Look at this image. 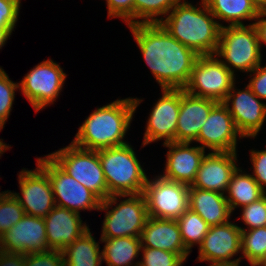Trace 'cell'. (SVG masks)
Returning <instances> with one entry per match:
<instances>
[{"mask_svg": "<svg viewBox=\"0 0 266 266\" xmlns=\"http://www.w3.org/2000/svg\"><path fill=\"white\" fill-rule=\"evenodd\" d=\"M127 27L161 89H183L199 55L172 37L160 23Z\"/></svg>", "mask_w": 266, "mask_h": 266, "instance_id": "1", "label": "cell"}, {"mask_svg": "<svg viewBox=\"0 0 266 266\" xmlns=\"http://www.w3.org/2000/svg\"><path fill=\"white\" fill-rule=\"evenodd\" d=\"M142 101L141 98L128 97L96 108L83 121L71 142L96 151L127 144L125 136Z\"/></svg>", "mask_w": 266, "mask_h": 266, "instance_id": "2", "label": "cell"}, {"mask_svg": "<svg viewBox=\"0 0 266 266\" xmlns=\"http://www.w3.org/2000/svg\"><path fill=\"white\" fill-rule=\"evenodd\" d=\"M199 4L180 0L160 24L172 37L198 55H214L221 26L204 0Z\"/></svg>", "mask_w": 266, "mask_h": 266, "instance_id": "3", "label": "cell"}, {"mask_svg": "<svg viewBox=\"0 0 266 266\" xmlns=\"http://www.w3.org/2000/svg\"><path fill=\"white\" fill-rule=\"evenodd\" d=\"M98 153L110 196L143 193L148 176L132 145L100 149Z\"/></svg>", "mask_w": 266, "mask_h": 266, "instance_id": "4", "label": "cell"}, {"mask_svg": "<svg viewBox=\"0 0 266 266\" xmlns=\"http://www.w3.org/2000/svg\"><path fill=\"white\" fill-rule=\"evenodd\" d=\"M214 55L234 75L238 71L247 75L251 73L263 59L254 24L222 26Z\"/></svg>", "mask_w": 266, "mask_h": 266, "instance_id": "5", "label": "cell"}, {"mask_svg": "<svg viewBox=\"0 0 266 266\" xmlns=\"http://www.w3.org/2000/svg\"><path fill=\"white\" fill-rule=\"evenodd\" d=\"M99 210L105 211L100 238L140 237L149 218L143 193L109 196Z\"/></svg>", "mask_w": 266, "mask_h": 266, "instance_id": "6", "label": "cell"}, {"mask_svg": "<svg viewBox=\"0 0 266 266\" xmlns=\"http://www.w3.org/2000/svg\"><path fill=\"white\" fill-rule=\"evenodd\" d=\"M47 155L101 201L110 196L98 151L80 148L71 142L68 146Z\"/></svg>", "mask_w": 266, "mask_h": 266, "instance_id": "7", "label": "cell"}, {"mask_svg": "<svg viewBox=\"0 0 266 266\" xmlns=\"http://www.w3.org/2000/svg\"><path fill=\"white\" fill-rule=\"evenodd\" d=\"M235 82L236 75L215 55H199L183 89L194 96L223 102Z\"/></svg>", "mask_w": 266, "mask_h": 266, "instance_id": "8", "label": "cell"}, {"mask_svg": "<svg viewBox=\"0 0 266 266\" xmlns=\"http://www.w3.org/2000/svg\"><path fill=\"white\" fill-rule=\"evenodd\" d=\"M67 74L52 59H46L35 65L21 82L19 91L29 101L35 112L53 105L64 87Z\"/></svg>", "mask_w": 266, "mask_h": 266, "instance_id": "9", "label": "cell"}, {"mask_svg": "<svg viewBox=\"0 0 266 266\" xmlns=\"http://www.w3.org/2000/svg\"><path fill=\"white\" fill-rule=\"evenodd\" d=\"M36 164L47 173L50 179L56 206L67 208L78 214L85 210H99L101 200L64 172L48 155L36 158Z\"/></svg>", "mask_w": 266, "mask_h": 266, "instance_id": "10", "label": "cell"}, {"mask_svg": "<svg viewBox=\"0 0 266 266\" xmlns=\"http://www.w3.org/2000/svg\"><path fill=\"white\" fill-rule=\"evenodd\" d=\"M189 189L188 185L167 180L159 174L148 178L143 194L149 217L177 220L189 208Z\"/></svg>", "mask_w": 266, "mask_h": 266, "instance_id": "11", "label": "cell"}, {"mask_svg": "<svg viewBox=\"0 0 266 266\" xmlns=\"http://www.w3.org/2000/svg\"><path fill=\"white\" fill-rule=\"evenodd\" d=\"M242 230L232 221L210 226L198 247L199 262H209L210 266H239L241 259L233 257L242 252Z\"/></svg>", "mask_w": 266, "mask_h": 266, "instance_id": "12", "label": "cell"}, {"mask_svg": "<svg viewBox=\"0 0 266 266\" xmlns=\"http://www.w3.org/2000/svg\"><path fill=\"white\" fill-rule=\"evenodd\" d=\"M18 175L19 192H11L25 214L44 218L55 206L52 185L47 173L37 164L35 169L22 168Z\"/></svg>", "mask_w": 266, "mask_h": 266, "instance_id": "13", "label": "cell"}, {"mask_svg": "<svg viewBox=\"0 0 266 266\" xmlns=\"http://www.w3.org/2000/svg\"><path fill=\"white\" fill-rule=\"evenodd\" d=\"M236 82L232 86L225 100L222 102L230 112L236 128L245 138L257 137L266 121V102L259 99L245 85L244 89H237Z\"/></svg>", "mask_w": 266, "mask_h": 266, "instance_id": "14", "label": "cell"}, {"mask_svg": "<svg viewBox=\"0 0 266 266\" xmlns=\"http://www.w3.org/2000/svg\"><path fill=\"white\" fill-rule=\"evenodd\" d=\"M162 96L154 103L141 147L164 140L163 144L175 142V132L180 111L181 89H161Z\"/></svg>", "mask_w": 266, "mask_h": 266, "instance_id": "15", "label": "cell"}, {"mask_svg": "<svg viewBox=\"0 0 266 266\" xmlns=\"http://www.w3.org/2000/svg\"><path fill=\"white\" fill-rule=\"evenodd\" d=\"M244 138L236 128L227 107L218 102L210 111L195 141L213 152H238V139Z\"/></svg>", "mask_w": 266, "mask_h": 266, "instance_id": "16", "label": "cell"}, {"mask_svg": "<svg viewBox=\"0 0 266 266\" xmlns=\"http://www.w3.org/2000/svg\"><path fill=\"white\" fill-rule=\"evenodd\" d=\"M0 250L16 254L48 251L44 219L25 214L0 236Z\"/></svg>", "mask_w": 266, "mask_h": 266, "instance_id": "17", "label": "cell"}, {"mask_svg": "<svg viewBox=\"0 0 266 266\" xmlns=\"http://www.w3.org/2000/svg\"><path fill=\"white\" fill-rule=\"evenodd\" d=\"M237 152H209L204 155L191 186L226 193L233 174L239 168ZM238 164V165H237Z\"/></svg>", "mask_w": 266, "mask_h": 266, "instance_id": "18", "label": "cell"}, {"mask_svg": "<svg viewBox=\"0 0 266 266\" xmlns=\"http://www.w3.org/2000/svg\"><path fill=\"white\" fill-rule=\"evenodd\" d=\"M188 142H170L163 144L168 148L166 162L161 177L191 186L196 178L200 163L206 150Z\"/></svg>", "mask_w": 266, "mask_h": 266, "instance_id": "19", "label": "cell"}, {"mask_svg": "<svg viewBox=\"0 0 266 266\" xmlns=\"http://www.w3.org/2000/svg\"><path fill=\"white\" fill-rule=\"evenodd\" d=\"M80 216L67 208L55 206L43 218L49 250H63L90 229Z\"/></svg>", "mask_w": 266, "mask_h": 266, "instance_id": "20", "label": "cell"}, {"mask_svg": "<svg viewBox=\"0 0 266 266\" xmlns=\"http://www.w3.org/2000/svg\"><path fill=\"white\" fill-rule=\"evenodd\" d=\"M218 102L191 95L181 89L180 111L175 132V142L195 143L202 125Z\"/></svg>", "mask_w": 266, "mask_h": 266, "instance_id": "21", "label": "cell"}, {"mask_svg": "<svg viewBox=\"0 0 266 266\" xmlns=\"http://www.w3.org/2000/svg\"><path fill=\"white\" fill-rule=\"evenodd\" d=\"M140 238L142 247L173 252L179 254L185 261L190 254L184 246L176 220L149 217Z\"/></svg>", "mask_w": 266, "mask_h": 266, "instance_id": "22", "label": "cell"}, {"mask_svg": "<svg viewBox=\"0 0 266 266\" xmlns=\"http://www.w3.org/2000/svg\"><path fill=\"white\" fill-rule=\"evenodd\" d=\"M189 208L210 226L227 223L232 215L224 194L195 187L189 189Z\"/></svg>", "mask_w": 266, "mask_h": 266, "instance_id": "23", "label": "cell"}, {"mask_svg": "<svg viewBox=\"0 0 266 266\" xmlns=\"http://www.w3.org/2000/svg\"><path fill=\"white\" fill-rule=\"evenodd\" d=\"M104 243L102 251V263L107 266H139L135 261L141 254L140 237L100 238Z\"/></svg>", "mask_w": 266, "mask_h": 266, "instance_id": "24", "label": "cell"}, {"mask_svg": "<svg viewBox=\"0 0 266 266\" xmlns=\"http://www.w3.org/2000/svg\"><path fill=\"white\" fill-rule=\"evenodd\" d=\"M204 2L221 27L224 26L219 22L221 20L226 21L228 25H244L243 20L252 21L254 24L261 13L252 0H204Z\"/></svg>", "mask_w": 266, "mask_h": 266, "instance_id": "25", "label": "cell"}, {"mask_svg": "<svg viewBox=\"0 0 266 266\" xmlns=\"http://www.w3.org/2000/svg\"><path fill=\"white\" fill-rule=\"evenodd\" d=\"M266 192L258 185L252 175L239 167L233 174L225 193L231 212L252 202L258 201Z\"/></svg>", "mask_w": 266, "mask_h": 266, "instance_id": "26", "label": "cell"}, {"mask_svg": "<svg viewBox=\"0 0 266 266\" xmlns=\"http://www.w3.org/2000/svg\"><path fill=\"white\" fill-rule=\"evenodd\" d=\"M90 230L62 250L65 266L102 265L100 242H96Z\"/></svg>", "mask_w": 266, "mask_h": 266, "instance_id": "27", "label": "cell"}, {"mask_svg": "<svg viewBox=\"0 0 266 266\" xmlns=\"http://www.w3.org/2000/svg\"><path fill=\"white\" fill-rule=\"evenodd\" d=\"M176 221L179 225L184 246L191 253L195 245L199 246L202 243L210 225L190 208Z\"/></svg>", "mask_w": 266, "mask_h": 266, "instance_id": "28", "label": "cell"}, {"mask_svg": "<svg viewBox=\"0 0 266 266\" xmlns=\"http://www.w3.org/2000/svg\"><path fill=\"white\" fill-rule=\"evenodd\" d=\"M180 0H134V24L160 23Z\"/></svg>", "mask_w": 266, "mask_h": 266, "instance_id": "29", "label": "cell"}, {"mask_svg": "<svg viewBox=\"0 0 266 266\" xmlns=\"http://www.w3.org/2000/svg\"><path fill=\"white\" fill-rule=\"evenodd\" d=\"M241 247V261L245 258L250 265H256L266 260V227L242 230Z\"/></svg>", "mask_w": 266, "mask_h": 266, "instance_id": "30", "label": "cell"}, {"mask_svg": "<svg viewBox=\"0 0 266 266\" xmlns=\"http://www.w3.org/2000/svg\"><path fill=\"white\" fill-rule=\"evenodd\" d=\"M1 189V188H0ZM25 211L10 190L0 192V236L19 222Z\"/></svg>", "mask_w": 266, "mask_h": 266, "instance_id": "31", "label": "cell"}, {"mask_svg": "<svg viewBox=\"0 0 266 266\" xmlns=\"http://www.w3.org/2000/svg\"><path fill=\"white\" fill-rule=\"evenodd\" d=\"M18 89L19 82L12 81L0 66V130L5 127L10 116Z\"/></svg>", "mask_w": 266, "mask_h": 266, "instance_id": "32", "label": "cell"}, {"mask_svg": "<svg viewBox=\"0 0 266 266\" xmlns=\"http://www.w3.org/2000/svg\"><path fill=\"white\" fill-rule=\"evenodd\" d=\"M140 256L139 266H183L186 262L179 254L147 247H141Z\"/></svg>", "mask_w": 266, "mask_h": 266, "instance_id": "33", "label": "cell"}, {"mask_svg": "<svg viewBox=\"0 0 266 266\" xmlns=\"http://www.w3.org/2000/svg\"><path fill=\"white\" fill-rule=\"evenodd\" d=\"M239 219L246 225L241 230H251L266 227V194L258 201L252 202L241 208Z\"/></svg>", "mask_w": 266, "mask_h": 266, "instance_id": "34", "label": "cell"}, {"mask_svg": "<svg viewBox=\"0 0 266 266\" xmlns=\"http://www.w3.org/2000/svg\"><path fill=\"white\" fill-rule=\"evenodd\" d=\"M24 266H65L62 250L25 254Z\"/></svg>", "mask_w": 266, "mask_h": 266, "instance_id": "35", "label": "cell"}, {"mask_svg": "<svg viewBox=\"0 0 266 266\" xmlns=\"http://www.w3.org/2000/svg\"><path fill=\"white\" fill-rule=\"evenodd\" d=\"M108 18H120L127 26L134 25V0H105Z\"/></svg>", "mask_w": 266, "mask_h": 266, "instance_id": "36", "label": "cell"}, {"mask_svg": "<svg viewBox=\"0 0 266 266\" xmlns=\"http://www.w3.org/2000/svg\"><path fill=\"white\" fill-rule=\"evenodd\" d=\"M250 161L252 164L253 172L252 177L258 185L266 192V149L250 151Z\"/></svg>", "mask_w": 266, "mask_h": 266, "instance_id": "37", "label": "cell"}, {"mask_svg": "<svg viewBox=\"0 0 266 266\" xmlns=\"http://www.w3.org/2000/svg\"><path fill=\"white\" fill-rule=\"evenodd\" d=\"M22 0H0V27H16Z\"/></svg>", "mask_w": 266, "mask_h": 266, "instance_id": "38", "label": "cell"}, {"mask_svg": "<svg viewBox=\"0 0 266 266\" xmlns=\"http://www.w3.org/2000/svg\"><path fill=\"white\" fill-rule=\"evenodd\" d=\"M250 77L247 84L251 91L261 100L266 101V65L262 63L248 75Z\"/></svg>", "mask_w": 266, "mask_h": 266, "instance_id": "39", "label": "cell"}, {"mask_svg": "<svg viewBox=\"0 0 266 266\" xmlns=\"http://www.w3.org/2000/svg\"><path fill=\"white\" fill-rule=\"evenodd\" d=\"M25 254L7 253L0 250V266H24Z\"/></svg>", "mask_w": 266, "mask_h": 266, "instance_id": "40", "label": "cell"}, {"mask_svg": "<svg viewBox=\"0 0 266 266\" xmlns=\"http://www.w3.org/2000/svg\"><path fill=\"white\" fill-rule=\"evenodd\" d=\"M256 31L258 34V40L260 44V50H262L263 45H266V12H261L258 18L254 22ZM262 46V47H261Z\"/></svg>", "mask_w": 266, "mask_h": 266, "instance_id": "41", "label": "cell"}, {"mask_svg": "<svg viewBox=\"0 0 266 266\" xmlns=\"http://www.w3.org/2000/svg\"><path fill=\"white\" fill-rule=\"evenodd\" d=\"M15 27H0V49L6 45Z\"/></svg>", "mask_w": 266, "mask_h": 266, "instance_id": "42", "label": "cell"}, {"mask_svg": "<svg viewBox=\"0 0 266 266\" xmlns=\"http://www.w3.org/2000/svg\"><path fill=\"white\" fill-rule=\"evenodd\" d=\"M260 12H266V0H252Z\"/></svg>", "mask_w": 266, "mask_h": 266, "instance_id": "43", "label": "cell"}, {"mask_svg": "<svg viewBox=\"0 0 266 266\" xmlns=\"http://www.w3.org/2000/svg\"><path fill=\"white\" fill-rule=\"evenodd\" d=\"M1 132V130H0ZM4 140L1 138L0 139V157L3 155L4 152H6L7 150H9L11 147V145L9 146V144L7 145L5 142H3Z\"/></svg>", "mask_w": 266, "mask_h": 266, "instance_id": "44", "label": "cell"}, {"mask_svg": "<svg viewBox=\"0 0 266 266\" xmlns=\"http://www.w3.org/2000/svg\"><path fill=\"white\" fill-rule=\"evenodd\" d=\"M256 266H266V260L258 262Z\"/></svg>", "mask_w": 266, "mask_h": 266, "instance_id": "45", "label": "cell"}]
</instances>
